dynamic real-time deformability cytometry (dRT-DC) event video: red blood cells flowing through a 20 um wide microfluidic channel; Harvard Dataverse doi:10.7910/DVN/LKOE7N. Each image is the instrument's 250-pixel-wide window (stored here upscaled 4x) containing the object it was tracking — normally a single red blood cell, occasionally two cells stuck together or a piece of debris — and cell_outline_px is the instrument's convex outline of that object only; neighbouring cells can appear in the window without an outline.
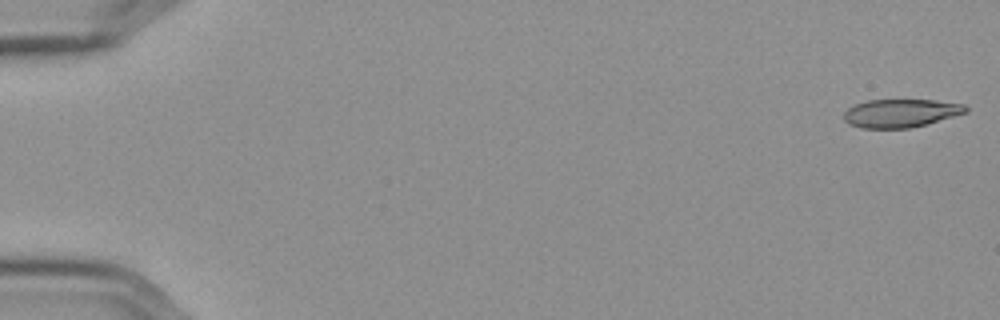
{"species": "Egyptian fruit bat (a non-hibernating species)", "species_latin": "Rousettus aegyptiacus", "temperature_condition": "cold", "stored_images_in_passage": 57, "camera_frame_rate_fps": 3000, "um_per_image_px": 0.085, "frame": {"image": 1, "passage_image": 1, "time_ms": 0.0, "image_size_px": [1000, 320], "cell_outline_px": [[968, 112], [928, 124], [908, 128], [860, 128], [848, 124], [844, 120], [844, 112], [852, 104], [868, 100], [936, 100], [964, 104], [968, 108]], "centroid_in_image_um": [76.55, 9.62], "position_along_channel_um": 8.4, "area_um2": 20.29}}
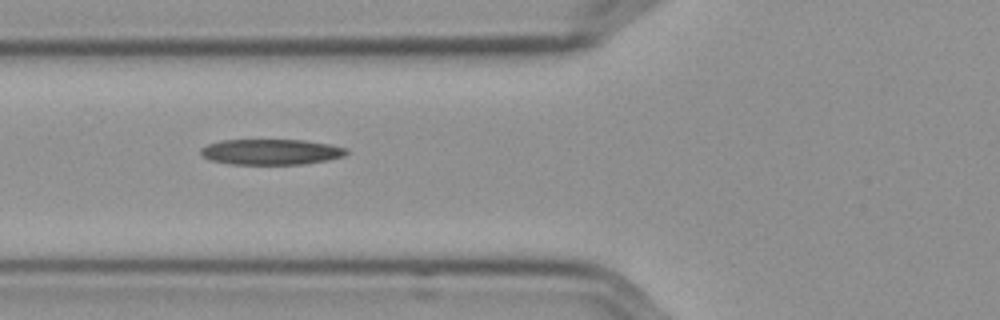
{"frame": {"image": 2, "passage_image": 22, "time_ms": 7.0, "image_size_px": [1000, 320], "cell_outline_px": [[348, 152], [344, 156], [328, 160], [304, 164], [228, 164], [208, 160], [200, 152], [200, 148], [208, 144], [220, 140], [304, 140], [332, 144], [348, 148]], "centroid_in_image_um": [23.05, 12.91], "position_along_channel_um": 102.7, "area_um2": 21.96}}
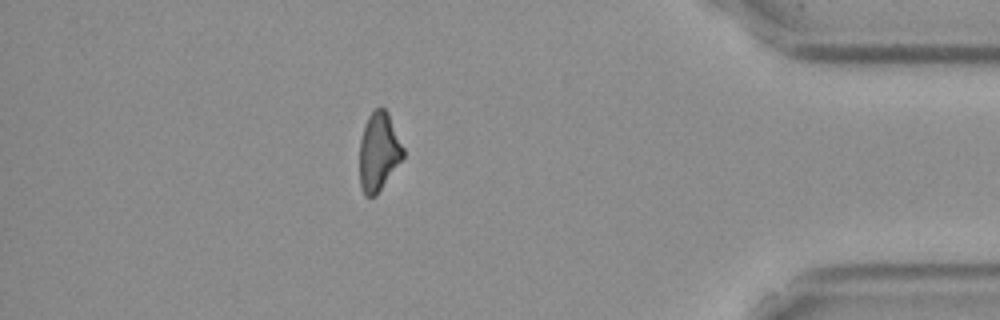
{"frame": {"image": 3, "passage_image": 50, "time_ms": 16.333, "image_size_px": [1000, 320], "cell_outline_px": [[404, 156], [376, 196], [364, 196], [360, 184], [360, 140], [364, 124], [368, 116], [376, 108], [384, 108], [388, 112], [404, 148]], "centroid_in_image_um": [32.18, 12.89], "position_along_channel_um": 403.0, "area_um2": 19.88}, "authors_computed_cell_mechanics": {"area_um2": 21.3282, "velocity_mm_per_s": 3.5987, "shape_relaxation_time_tau1_ms": null, "shape_relaxation_time_tau2_ms": 5.0239, "deformation_change_tau1": null, "deformation_change_tau2": 0.1796}}